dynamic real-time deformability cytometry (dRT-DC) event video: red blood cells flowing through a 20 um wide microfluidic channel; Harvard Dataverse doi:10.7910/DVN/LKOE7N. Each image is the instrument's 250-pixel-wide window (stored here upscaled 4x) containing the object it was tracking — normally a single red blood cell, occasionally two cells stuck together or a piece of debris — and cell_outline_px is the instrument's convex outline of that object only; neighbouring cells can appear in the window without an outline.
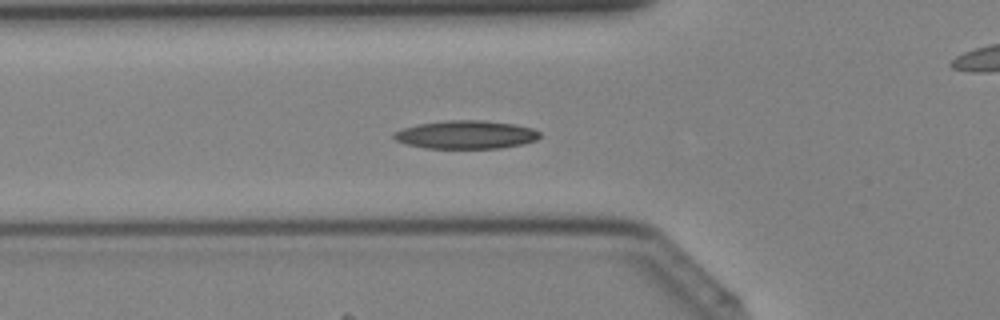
{"species": "Egyptian fruit bat (a non-hibernating species)", "species_latin": "Rousettus aegyptiacus", "temperature_condition": "cold", "stored_images_in_passage": 31, "camera_frame_rate_fps": 3000, "um_per_image_px": 0.085, "animal": {"sex": "female"}, "frame": {"image": 1, "passage_image": 8, "time_ms": 2.333, "image_size_px": [1000, 320], "cell_outline_px": [[540, 136], [536, 140], [524, 144], [500, 148], [424, 148], [404, 144], [396, 140], [392, 136], [392, 132], [404, 128], [420, 124], [444, 120], [484, 120], [516, 124], [532, 128], [540, 132]], "centroid_in_image_um": [39.61, 11.44], "position_along_channel_um": 86.2, "area_um2": 24.22}}
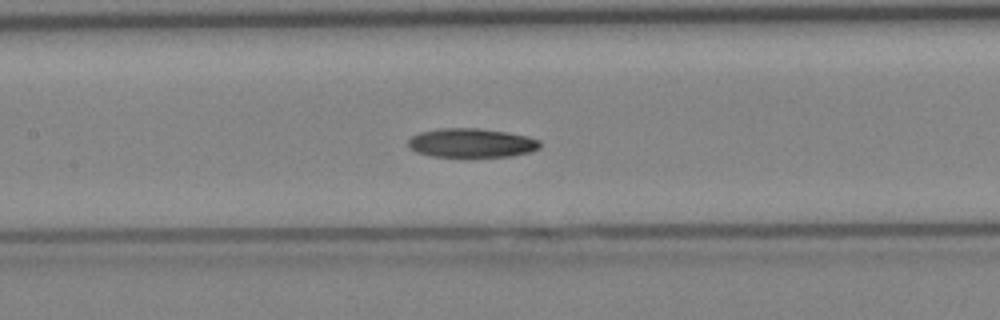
{"frame": {"image": 2, "passage_image": 13, "time_ms": 4.0, "image_size_px": [1000, 320], "cell_outline_px": [[540, 148], [528, 152], [512, 156], [464, 160], [432, 156], [416, 152], [408, 148], [408, 140], [412, 136], [420, 132], [440, 128], [476, 128], [508, 132], [528, 136], [540, 140]], "centroid_in_image_um": [40.06, 12.2], "position_along_channel_um": 167.3, "area_um2": 23.41}}
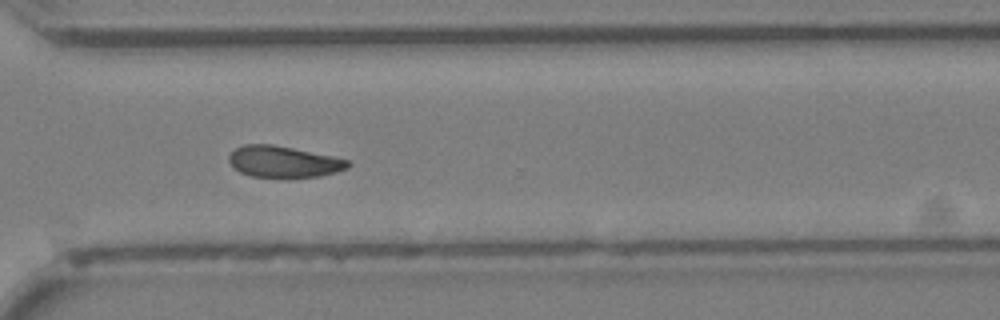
{"frame": {"image": 3, "passage_image": 24, "time_ms": 7.667, "image_size_px": [1000, 320], "cell_outline_px": [[352, 164], [348, 168], [336, 172], [320, 176], [252, 176], [240, 172], [228, 160], [228, 156], [236, 148], [244, 144], [272, 144], [332, 156], [348, 160]], "centroid_in_image_um": [24.12, 13.73], "position_along_channel_um": 346.5, "area_um2": 21.27}}